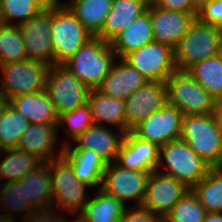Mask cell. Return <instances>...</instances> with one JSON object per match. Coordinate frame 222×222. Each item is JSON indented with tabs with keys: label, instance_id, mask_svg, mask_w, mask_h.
Masks as SVG:
<instances>
[{
	"label": "cell",
	"instance_id": "9a60e30c",
	"mask_svg": "<svg viewBox=\"0 0 222 222\" xmlns=\"http://www.w3.org/2000/svg\"><path fill=\"white\" fill-rule=\"evenodd\" d=\"M189 190L185 184L172 176L156 170L152 171L147 181L142 206L164 219Z\"/></svg>",
	"mask_w": 222,
	"mask_h": 222
},
{
	"label": "cell",
	"instance_id": "ba28073f",
	"mask_svg": "<svg viewBox=\"0 0 222 222\" xmlns=\"http://www.w3.org/2000/svg\"><path fill=\"white\" fill-rule=\"evenodd\" d=\"M45 91L58 116L86 104L90 93V89L63 64L49 66Z\"/></svg>",
	"mask_w": 222,
	"mask_h": 222
},
{
	"label": "cell",
	"instance_id": "ee69618b",
	"mask_svg": "<svg viewBox=\"0 0 222 222\" xmlns=\"http://www.w3.org/2000/svg\"><path fill=\"white\" fill-rule=\"evenodd\" d=\"M203 222H222V212H207Z\"/></svg>",
	"mask_w": 222,
	"mask_h": 222
},
{
	"label": "cell",
	"instance_id": "44dd1931",
	"mask_svg": "<svg viewBox=\"0 0 222 222\" xmlns=\"http://www.w3.org/2000/svg\"><path fill=\"white\" fill-rule=\"evenodd\" d=\"M63 156L71 163L76 178L93 190L101 188L107 163L93 150L64 148Z\"/></svg>",
	"mask_w": 222,
	"mask_h": 222
},
{
	"label": "cell",
	"instance_id": "7bdbcfd3",
	"mask_svg": "<svg viewBox=\"0 0 222 222\" xmlns=\"http://www.w3.org/2000/svg\"><path fill=\"white\" fill-rule=\"evenodd\" d=\"M63 222H88V220L81 213H68V215L66 213Z\"/></svg>",
	"mask_w": 222,
	"mask_h": 222
},
{
	"label": "cell",
	"instance_id": "e0dca14e",
	"mask_svg": "<svg viewBox=\"0 0 222 222\" xmlns=\"http://www.w3.org/2000/svg\"><path fill=\"white\" fill-rule=\"evenodd\" d=\"M17 148L35 156L41 162H48L62 156L65 145L60 140L57 124L29 123Z\"/></svg>",
	"mask_w": 222,
	"mask_h": 222
},
{
	"label": "cell",
	"instance_id": "30bf717a",
	"mask_svg": "<svg viewBox=\"0 0 222 222\" xmlns=\"http://www.w3.org/2000/svg\"><path fill=\"white\" fill-rule=\"evenodd\" d=\"M149 175L148 171L130 170L121 167L116 162L108 163L100 189L126 206H141L145 198Z\"/></svg>",
	"mask_w": 222,
	"mask_h": 222
},
{
	"label": "cell",
	"instance_id": "83f0119b",
	"mask_svg": "<svg viewBox=\"0 0 222 222\" xmlns=\"http://www.w3.org/2000/svg\"><path fill=\"white\" fill-rule=\"evenodd\" d=\"M126 205L101 189L94 190L81 210L88 222H119Z\"/></svg>",
	"mask_w": 222,
	"mask_h": 222
},
{
	"label": "cell",
	"instance_id": "ac0fdd59",
	"mask_svg": "<svg viewBox=\"0 0 222 222\" xmlns=\"http://www.w3.org/2000/svg\"><path fill=\"white\" fill-rule=\"evenodd\" d=\"M125 133L119 129L93 124L65 148L93 150L107 164L116 161Z\"/></svg>",
	"mask_w": 222,
	"mask_h": 222
},
{
	"label": "cell",
	"instance_id": "f35d334b",
	"mask_svg": "<svg viewBox=\"0 0 222 222\" xmlns=\"http://www.w3.org/2000/svg\"><path fill=\"white\" fill-rule=\"evenodd\" d=\"M200 22L222 28V0H212L201 8L196 17Z\"/></svg>",
	"mask_w": 222,
	"mask_h": 222
},
{
	"label": "cell",
	"instance_id": "3957f363",
	"mask_svg": "<svg viewBox=\"0 0 222 222\" xmlns=\"http://www.w3.org/2000/svg\"><path fill=\"white\" fill-rule=\"evenodd\" d=\"M93 37L64 3L51 1L54 64L66 62Z\"/></svg>",
	"mask_w": 222,
	"mask_h": 222
},
{
	"label": "cell",
	"instance_id": "1f68e13d",
	"mask_svg": "<svg viewBox=\"0 0 222 222\" xmlns=\"http://www.w3.org/2000/svg\"><path fill=\"white\" fill-rule=\"evenodd\" d=\"M191 190L207 212H222V167L211 168Z\"/></svg>",
	"mask_w": 222,
	"mask_h": 222
},
{
	"label": "cell",
	"instance_id": "74e56055",
	"mask_svg": "<svg viewBox=\"0 0 222 222\" xmlns=\"http://www.w3.org/2000/svg\"><path fill=\"white\" fill-rule=\"evenodd\" d=\"M163 218L144 206H126L119 222H161Z\"/></svg>",
	"mask_w": 222,
	"mask_h": 222
},
{
	"label": "cell",
	"instance_id": "4dcf8cb0",
	"mask_svg": "<svg viewBox=\"0 0 222 222\" xmlns=\"http://www.w3.org/2000/svg\"><path fill=\"white\" fill-rule=\"evenodd\" d=\"M186 71L215 100L222 99V64L218 56L197 62Z\"/></svg>",
	"mask_w": 222,
	"mask_h": 222
},
{
	"label": "cell",
	"instance_id": "d6986e66",
	"mask_svg": "<svg viewBox=\"0 0 222 222\" xmlns=\"http://www.w3.org/2000/svg\"><path fill=\"white\" fill-rule=\"evenodd\" d=\"M157 145L127 132L120 146L116 163L123 168L138 171H155L159 163Z\"/></svg>",
	"mask_w": 222,
	"mask_h": 222
},
{
	"label": "cell",
	"instance_id": "d4e9b609",
	"mask_svg": "<svg viewBox=\"0 0 222 222\" xmlns=\"http://www.w3.org/2000/svg\"><path fill=\"white\" fill-rule=\"evenodd\" d=\"M94 124L119 129L126 134L124 100L91 89L88 102Z\"/></svg>",
	"mask_w": 222,
	"mask_h": 222
},
{
	"label": "cell",
	"instance_id": "f6af8a7d",
	"mask_svg": "<svg viewBox=\"0 0 222 222\" xmlns=\"http://www.w3.org/2000/svg\"><path fill=\"white\" fill-rule=\"evenodd\" d=\"M210 1L212 0H193L194 9L198 12L201 8H203Z\"/></svg>",
	"mask_w": 222,
	"mask_h": 222
},
{
	"label": "cell",
	"instance_id": "484cf974",
	"mask_svg": "<svg viewBox=\"0 0 222 222\" xmlns=\"http://www.w3.org/2000/svg\"><path fill=\"white\" fill-rule=\"evenodd\" d=\"M18 182L24 187L25 202H29L36 211L51 208L52 185L47 162H42Z\"/></svg>",
	"mask_w": 222,
	"mask_h": 222
},
{
	"label": "cell",
	"instance_id": "8fae6325",
	"mask_svg": "<svg viewBox=\"0 0 222 222\" xmlns=\"http://www.w3.org/2000/svg\"><path fill=\"white\" fill-rule=\"evenodd\" d=\"M122 59L148 81H166L177 70L174 49L155 41L129 52Z\"/></svg>",
	"mask_w": 222,
	"mask_h": 222
},
{
	"label": "cell",
	"instance_id": "cb8c5ba5",
	"mask_svg": "<svg viewBox=\"0 0 222 222\" xmlns=\"http://www.w3.org/2000/svg\"><path fill=\"white\" fill-rule=\"evenodd\" d=\"M149 2L150 0H112L103 29L95 37L110 42L147 10Z\"/></svg>",
	"mask_w": 222,
	"mask_h": 222
},
{
	"label": "cell",
	"instance_id": "bcb514c9",
	"mask_svg": "<svg viewBox=\"0 0 222 222\" xmlns=\"http://www.w3.org/2000/svg\"><path fill=\"white\" fill-rule=\"evenodd\" d=\"M8 104H9L8 99L0 94V118L2 117L3 112Z\"/></svg>",
	"mask_w": 222,
	"mask_h": 222
},
{
	"label": "cell",
	"instance_id": "f1b7e54d",
	"mask_svg": "<svg viewBox=\"0 0 222 222\" xmlns=\"http://www.w3.org/2000/svg\"><path fill=\"white\" fill-rule=\"evenodd\" d=\"M34 211L25 202L24 187L18 181L0 184V222H13Z\"/></svg>",
	"mask_w": 222,
	"mask_h": 222
},
{
	"label": "cell",
	"instance_id": "ffe728a7",
	"mask_svg": "<svg viewBox=\"0 0 222 222\" xmlns=\"http://www.w3.org/2000/svg\"><path fill=\"white\" fill-rule=\"evenodd\" d=\"M148 80L122 58H117L110 72L96 88L99 92L117 99L126 100Z\"/></svg>",
	"mask_w": 222,
	"mask_h": 222
},
{
	"label": "cell",
	"instance_id": "4316f807",
	"mask_svg": "<svg viewBox=\"0 0 222 222\" xmlns=\"http://www.w3.org/2000/svg\"><path fill=\"white\" fill-rule=\"evenodd\" d=\"M58 1L64 3L94 37L103 29L112 5V0Z\"/></svg>",
	"mask_w": 222,
	"mask_h": 222
},
{
	"label": "cell",
	"instance_id": "6da1fadb",
	"mask_svg": "<svg viewBox=\"0 0 222 222\" xmlns=\"http://www.w3.org/2000/svg\"><path fill=\"white\" fill-rule=\"evenodd\" d=\"M116 59L110 42L93 37L63 65L91 90L101 84Z\"/></svg>",
	"mask_w": 222,
	"mask_h": 222
},
{
	"label": "cell",
	"instance_id": "5b68a950",
	"mask_svg": "<svg viewBox=\"0 0 222 222\" xmlns=\"http://www.w3.org/2000/svg\"><path fill=\"white\" fill-rule=\"evenodd\" d=\"M222 28L196 19L174 49L177 70L186 71L193 64L218 55Z\"/></svg>",
	"mask_w": 222,
	"mask_h": 222
},
{
	"label": "cell",
	"instance_id": "e575fe53",
	"mask_svg": "<svg viewBox=\"0 0 222 222\" xmlns=\"http://www.w3.org/2000/svg\"><path fill=\"white\" fill-rule=\"evenodd\" d=\"M26 59L24 42L18 25L0 22V65Z\"/></svg>",
	"mask_w": 222,
	"mask_h": 222
},
{
	"label": "cell",
	"instance_id": "7dc6e473",
	"mask_svg": "<svg viewBox=\"0 0 222 222\" xmlns=\"http://www.w3.org/2000/svg\"><path fill=\"white\" fill-rule=\"evenodd\" d=\"M217 56L219 57L221 64H222V44H221L220 51Z\"/></svg>",
	"mask_w": 222,
	"mask_h": 222
},
{
	"label": "cell",
	"instance_id": "8d00e7d4",
	"mask_svg": "<svg viewBox=\"0 0 222 222\" xmlns=\"http://www.w3.org/2000/svg\"><path fill=\"white\" fill-rule=\"evenodd\" d=\"M207 211L190 189L165 216L167 222H203Z\"/></svg>",
	"mask_w": 222,
	"mask_h": 222
},
{
	"label": "cell",
	"instance_id": "603a6c76",
	"mask_svg": "<svg viewBox=\"0 0 222 222\" xmlns=\"http://www.w3.org/2000/svg\"><path fill=\"white\" fill-rule=\"evenodd\" d=\"M154 41L152 21L147 10L118 33L111 41L112 50L117 58H123L129 52Z\"/></svg>",
	"mask_w": 222,
	"mask_h": 222
},
{
	"label": "cell",
	"instance_id": "7a4b0ae2",
	"mask_svg": "<svg viewBox=\"0 0 222 222\" xmlns=\"http://www.w3.org/2000/svg\"><path fill=\"white\" fill-rule=\"evenodd\" d=\"M47 163L52 185L51 208L65 214L80 213L90 199L93 193L90 189L93 188L76 178L71 163L63 155Z\"/></svg>",
	"mask_w": 222,
	"mask_h": 222
},
{
	"label": "cell",
	"instance_id": "9c48e42d",
	"mask_svg": "<svg viewBox=\"0 0 222 222\" xmlns=\"http://www.w3.org/2000/svg\"><path fill=\"white\" fill-rule=\"evenodd\" d=\"M48 68L43 62L29 59L0 65V94L9 100L45 90Z\"/></svg>",
	"mask_w": 222,
	"mask_h": 222
},
{
	"label": "cell",
	"instance_id": "60d3db41",
	"mask_svg": "<svg viewBox=\"0 0 222 222\" xmlns=\"http://www.w3.org/2000/svg\"><path fill=\"white\" fill-rule=\"evenodd\" d=\"M157 7L165 10H174L180 12H186L191 14H197L194 9L193 0H151Z\"/></svg>",
	"mask_w": 222,
	"mask_h": 222
},
{
	"label": "cell",
	"instance_id": "f546056e",
	"mask_svg": "<svg viewBox=\"0 0 222 222\" xmlns=\"http://www.w3.org/2000/svg\"><path fill=\"white\" fill-rule=\"evenodd\" d=\"M42 162L18 148L0 152V184L19 181Z\"/></svg>",
	"mask_w": 222,
	"mask_h": 222
},
{
	"label": "cell",
	"instance_id": "7c38bea8",
	"mask_svg": "<svg viewBox=\"0 0 222 222\" xmlns=\"http://www.w3.org/2000/svg\"><path fill=\"white\" fill-rule=\"evenodd\" d=\"M18 27L27 59L52 66L54 64V50L51 38V2L41 12Z\"/></svg>",
	"mask_w": 222,
	"mask_h": 222
},
{
	"label": "cell",
	"instance_id": "2e32d148",
	"mask_svg": "<svg viewBox=\"0 0 222 222\" xmlns=\"http://www.w3.org/2000/svg\"><path fill=\"white\" fill-rule=\"evenodd\" d=\"M149 14L152 21L154 41L175 49L181 38L197 19V14L165 10L157 7L151 0Z\"/></svg>",
	"mask_w": 222,
	"mask_h": 222
},
{
	"label": "cell",
	"instance_id": "5bb4252c",
	"mask_svg": "<svg viewBox=\"0 0 222 222\" xmlns=\"http://www.w3.org/2000/svg\"><path fill=\"white\" fill-rule=\"evenodd\" d=\"M124 102L127 133L167 103L166 81H147Z\"/></svg>",
	"mask_w": 222,
	"mask_h": 222
},
{
	"label": "cell",
	"instance_id": "7402d4cb",
	"mask_svg": "<svg viewBox=\"0 0 222 222\" xmlns=\"http://www.w3.org/2000/svg\"><path fill=\"white\" fill-rule=\"evenodd\" d=\"M9 104L32 124H57L58 115L45 90L18 95Z\"/></svg>",
	"mask_w": 222,
	"mask_h": 222
},
{
	"label": "cell",
	"instance_id": "d6a6232c",
	"mask_svg": "<svg viewBox=\"0 0 222 222\" xmlns=\"http://www.w3.org/2000/svg\"><path fill=\"white\" fill-rule=\"evenodd\" d=\"M52 0H0V22L20 25L37 15Z\"/></svg>",
	"mask_w": 222,
	"mask_h": 222
},
{
	"label": "cell",
	"instance_id": "d590c367",
	"mask_svg": "<svg viewBox=\"0 0 222 222\" xmlns=\"http://www.w3.org/2000/svg\"><path fill=\"white\" fill-rule=\"evenodd\" d=\"M28 125L26 118L8 104L0 118V150L17 148Z\"/></svg>",
	"mask_w": 222,
	"mask_h": 222
},
{
	"label": "cell",
	"instance_id": "b9f144b4",
	"mask_svg": "<svg viewBox=\"0 0 222 222\" xmlns=\"http://www.w3.org/2000/svg\"><path fill=\"white\" fill-rule=\"evenodd\" d=\"M212 116L218 128L222 131V99L216 100L212 109Z\"/></svg>",
	"mask_w": 222,
	"mask_h": 222
},
{
	"label": "cell",
	"instance_id": "ab89813d",
	"mask_svg": "<svg viewBox=\"0 0 222 222\" xmlns=\"http://www.w3.org/2000/svg\"><path fill=\"white\" fill-rule=\"evenodd\" d=\"M64 214L55 209L37 210L13 222H63ZM20 220V221H19Z\"/></svg>",
	"mask_w": 222,
	"mask_h": 222
},
{
	"label": "cell",
	"instance_id": "277c9868",
	"mask_svg": "<svg viewBox=\"0 0 222 222\" xmlns=\"http://www.w3.org/2000/svg\"><path fill=\"white\" fill-rule=\"evenodd\" d=\"M211 168L181 138L159 148V163L156 171L172 176L189 189L198 184Z\"/></svg>",
	"mask_w": 222,
	"mask_h": 222
},
{
	"label": "cell",
	"instance_id": "8992f818",
	"mask_svg": "<svg viewBox=\"0 0 222 222\" xmlns=\"http://www.w3.org/2000/svg\"><path fill=\"white\" fill-rule=\"evenodd\" d=\"M180 138L212 168L222 167V131L211 113L183 116Z\"/></svg>",
	"mask_w": 222,
	"mask_h": 222
},
{
	"label": "cell",
	"instance_id": "836d02e7",
	"mask_svg": "<svg viewBox=\"0 0 222 222\" xmlns=\"http://www.w3.org/2000/svg\"><path fill=\"white\" fill-rule=\"evenodd\" d=\"M93 124L91 108L88 103L76 108L74 111L62 113L58 116L57 123L61 142L64 145L69 144Z\"/></svg>",
	"mask_w": 222,
	"mask_h": 222
},
{
	"label": "cell",
	"instance_id": "52a82bcc",
	"mask_svg": "<svg viewBox=\"0 0 222 222\" xmlns=\"http://www.w3.org/2000/svg\"><path fill=\"white\" fill-rule=\"evenodd\" d=\"M167 104L183 116L212 113L215 99L187 72L176 70L166 80Z\"/></svg>",
	"mask_w": 222,
	"mask_h": 222
},
{
	"label": "cell",
	"instance_id": "4fadbf2b",
	"mask_svg": "<svg viewBox=\"0 0 222 222\" xmlns=\"http://www.w3.org/2000/svg\"><path fill=\"white\" fill-rule=\"evenodd\" d=\"M182 119L183 114L176 107L166 103L131 132L142 140L162 147L181 137Z\"/></svg>",
	"mask_w": 222,
	"mask_h": 222
}]
</instances>
